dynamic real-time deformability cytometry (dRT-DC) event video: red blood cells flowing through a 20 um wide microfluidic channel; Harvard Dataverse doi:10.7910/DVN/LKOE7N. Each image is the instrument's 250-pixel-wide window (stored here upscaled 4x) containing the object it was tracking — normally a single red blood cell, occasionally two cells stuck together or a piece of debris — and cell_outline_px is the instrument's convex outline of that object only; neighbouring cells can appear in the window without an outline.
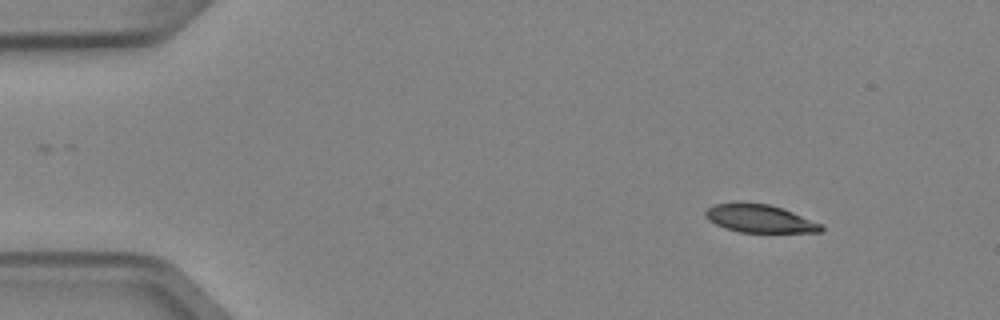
{"species": "Egyptian fruit bat (a non-hibernating species)", "species_latin": "Rousettus aegyptiacus", "temperature_condition": "cold", "stored_images_in_passage": 5, "camera_frame_rate_fps": 3000, "um_per_image_px": 0.085, "animal": {"sex": "female"}, "frame": {"image": 1, "passage_image": 1, "time_ms": 0.0, "image_size_px": [1000, 320], "cell_outline_px": [[824, 228], [820, 232], [740, 232], [716, 224], [708, 220], [704, 216], [704, 212], [708, 208], [716, 204], [736, 200], [740, 200], [768, 204], [792, 212], [824, 224]], "centroid_in_image_um": [64.55, 18.55], "position_along_channel_um": 20.5, "area_um2": 19.13}}
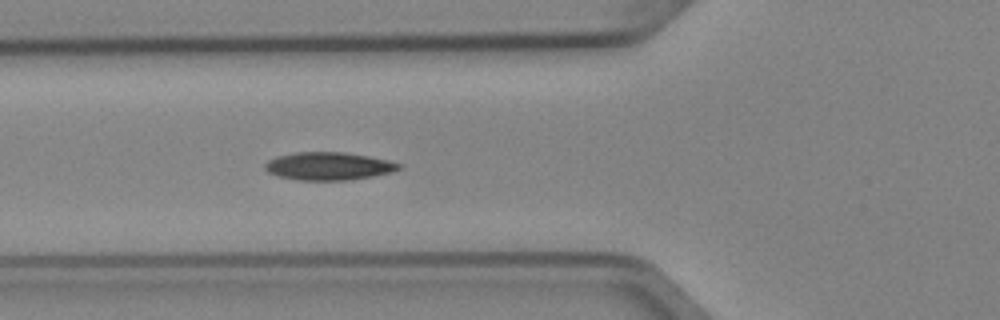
{"frame": {"image": 2, "passage_image": 5, "time_ms": 1.333, "image_size_px": [1000, 320], "cell_outline_px": [[404, 164], [400, 168], [392, 172], [372, 176], [348, 180], [300, 180], [276, 176], [268, 172], [264, 168], [264, 164], [268, 160], [276, 156], [296, 152], [344, 152], [368, 156], [388, 160]], "centroid_in_image_um": [27.92, 14.12], "position_along_channel_um": 97.9, "area_um2": 21.85}}